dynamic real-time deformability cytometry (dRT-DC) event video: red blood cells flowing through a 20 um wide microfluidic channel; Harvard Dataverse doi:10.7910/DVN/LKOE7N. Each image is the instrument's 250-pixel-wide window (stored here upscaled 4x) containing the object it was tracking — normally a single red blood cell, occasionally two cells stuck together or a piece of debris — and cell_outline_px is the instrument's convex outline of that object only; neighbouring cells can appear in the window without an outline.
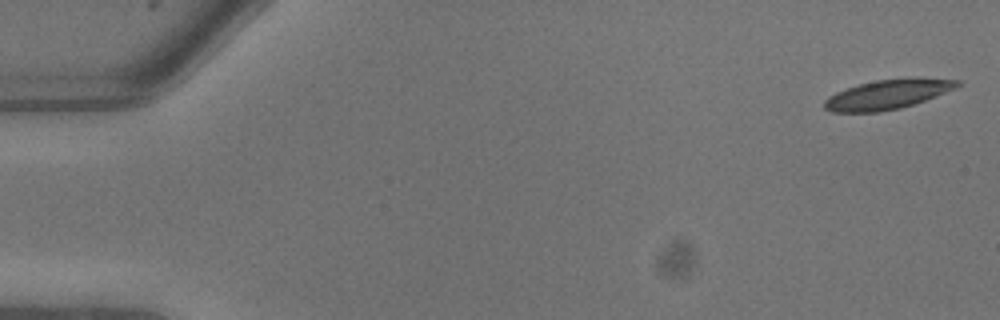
{"species": "common noctule bat (a hibernating species)", "species_latin": "Nyctalus noctula", "temperature_condition": "warm", "stored_images_in_passage": 9, "camera_frame_rate_fps": 3000, "um_per_image_px": 0.085, "animal": {"sex": "male", "body_mass_g": 13.3}, "frame": {"image": 1, "passage_image": 1, "time_ms": 0.0, "image_size_px": [1000, 320], "cell_outline_px": [[960, 84], [956, 88], [936, 96], [900, 108], [880, 112], [832, 112], [824, 108], [824, 100], [828, 96], [836, 92], [860, 84], [876, 80], [960, 80]], "centroid_in_image_um": [75.34, 8.08], "position_along_channel_um": 9.7, "area_um2": 21.85}}
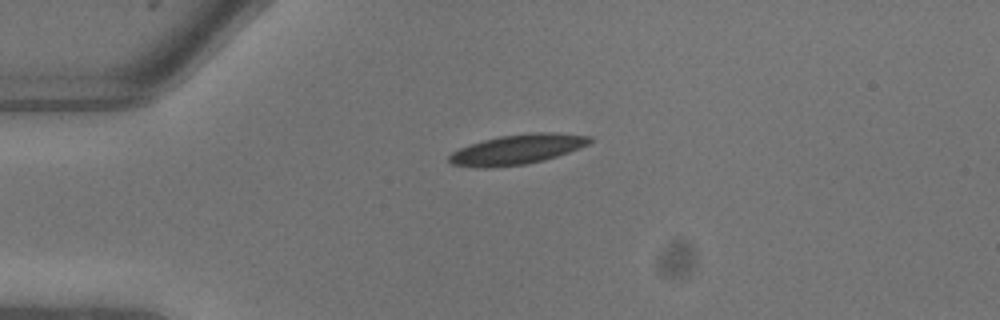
{"frame": {"image": 2, "passage_image": 6, "time_ms": 1.667, "image_size_px": [1000, 320], "cell_outline_px": [[592, 140], [588, 144], [580, 148], [544, 160], [524, 164], [492, 168], [476, 168], [452, 164], [448, 160], [448, 156], [452, 152], [468, 144], [500, 136], [532, 132], [556, 132], [592, 136]], "centroid_in_image_um": [43.95, 12.7], "position_along_channel_um": 41.0, "area_um2": 24.62}}
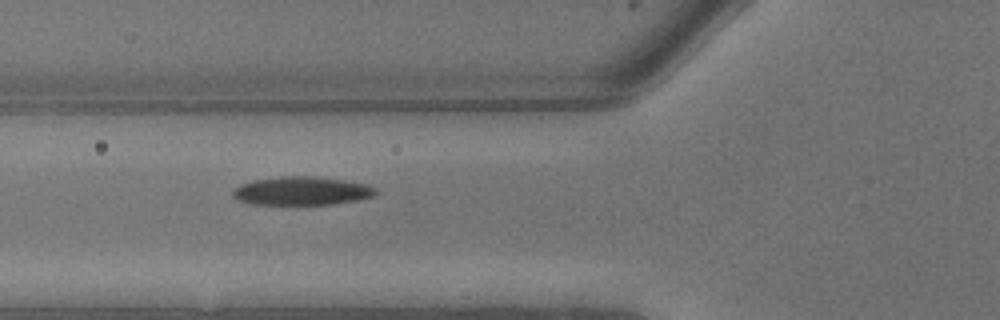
{"frame": {"image": 3, "passage_image": 9, "time_ms": 2.667, "image_size_px": [1000, 320], "cell_outline_px": [[380, 192], [372, 196], [356, 200], [332, 204], [252, 204], [240, 200], [232, 196], [232, 192], [240, 184], [252, 180], [280, 176], [312, 176], [344, 180], [368, 184], [376, 188]], "centroid_in_image_um": [25.67, 16.22], "position_along_channel_um": 100.1, "area_um2": 23.7}}